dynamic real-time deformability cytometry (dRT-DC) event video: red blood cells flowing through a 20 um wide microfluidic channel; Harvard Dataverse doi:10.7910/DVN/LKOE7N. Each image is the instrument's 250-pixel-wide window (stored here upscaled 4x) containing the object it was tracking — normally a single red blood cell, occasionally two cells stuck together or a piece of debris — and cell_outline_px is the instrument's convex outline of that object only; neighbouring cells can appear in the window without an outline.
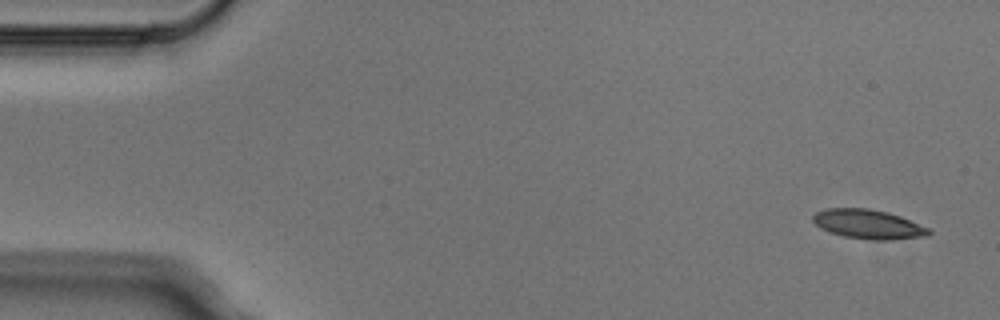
{"species": "Egyptian fruit bat (a non-hibernating species)", "species_latin": "Rousettus aegyptiacus", "temperature_condition": "cold", "stored_images_in_passage": 4, "camera_frame_rate_fps": 3000, "um_per_image_px": 0.085, "animal": {"sex": "male"}, "frame": {"image": 1, "passage_image": 1, "time_ms": 0.0, "image_size_px": [1000, 320], "cell_outline_px": [[932, 232], [928, 236], [892, 240], [876, 240], [844, 236], [820, 228], [812, 220], [812, 216], [816, 212], [828, 208], [868, 208], [888, 212], [900, 216], [928, 228]], "centroid_in_image_um": [73.81, 19.05], "position_along_channel_um": 11.2, "area_um2": 19.65}}
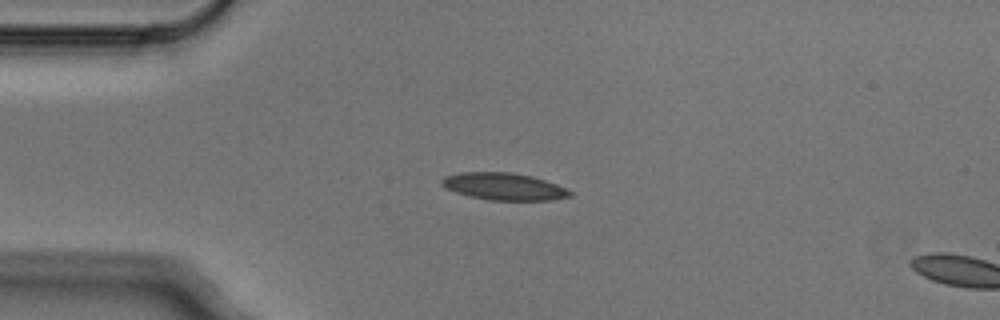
{"frame": {"image": 2, "passage_image": 3, "time_ms": 0.667, "image_size_px": [1000, 320], "cell_outline_px": [[572, 196], [552, 200], [488, 200], [456, 192], [440, 184], [440, 180], [444, 176], [460, 172], [508, 172], [532, 176], [556, 184], [572, 192]], "centroid_in_image_um": [42.82, 15.85], "position_along_channel_um": 42.2, "area_um2": 20.11}}